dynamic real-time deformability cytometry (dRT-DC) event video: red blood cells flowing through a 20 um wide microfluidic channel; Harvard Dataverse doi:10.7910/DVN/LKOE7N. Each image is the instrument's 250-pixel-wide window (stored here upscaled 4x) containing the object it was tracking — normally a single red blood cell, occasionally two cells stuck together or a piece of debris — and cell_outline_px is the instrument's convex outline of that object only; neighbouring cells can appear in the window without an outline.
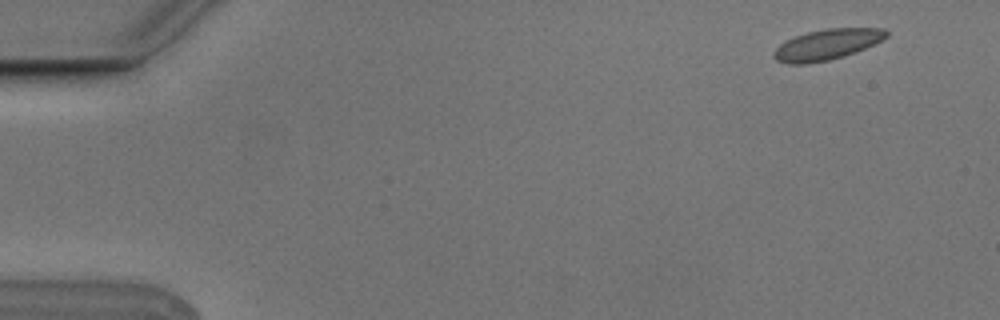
{"species": "Egyptian fruit bat (a non-hibernating species)", "species_latin": "Rousettus aegyptiacus", "temperature_condition": "cold", "stored_images_in_passage": 4, "camera_frame_rate_fps": 3000, "um_per_image_px": 0.085, "animal": {"sex": "male"}, "frame": {"image": 1, "passage_image": 1, "time_ms": 0.0, "image_size_px": [1000, 320], "cell_outline_px": [[888, 36], [856, 52], [844, 56], [828, 60], [808, 64], [788, 64], [776, 60], [772, 56], [772, 52], [780, 44], [796, 36], [808, 32], [828, 28], [884, 28], [888, 32]], "centroid_in_image_um": [70.26, 3.79], "position_along_channel_um": 14.7, "area_um2": 19.94}}
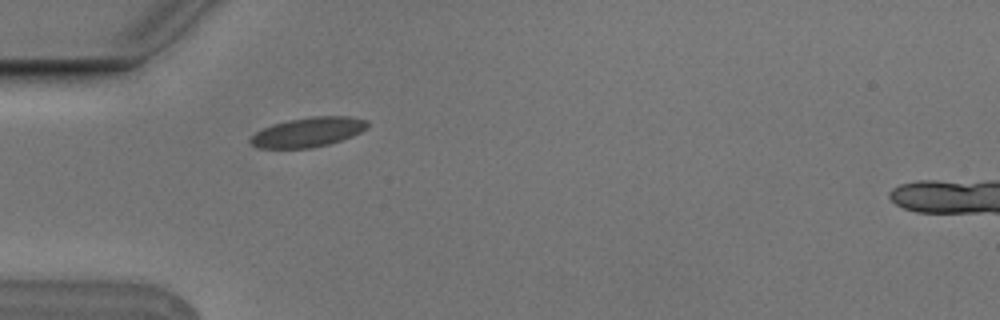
{"frame": {"image": 2, "passage_image": 4, "time_ms": 1.0, "image_size_px": [1000, 320], "cell_outline_px": [[368, 128], [352, 136], [328, 144], [312, 148], [256, 148], [248, 140], [256, 132], [272, 124], [288, 120], [312, 116], [348, 116], [368, 120]], "centroid_in_image_um": [26.19, 11.23], "position_along_channel_um": 58.8, "area_um2": 20.17}}